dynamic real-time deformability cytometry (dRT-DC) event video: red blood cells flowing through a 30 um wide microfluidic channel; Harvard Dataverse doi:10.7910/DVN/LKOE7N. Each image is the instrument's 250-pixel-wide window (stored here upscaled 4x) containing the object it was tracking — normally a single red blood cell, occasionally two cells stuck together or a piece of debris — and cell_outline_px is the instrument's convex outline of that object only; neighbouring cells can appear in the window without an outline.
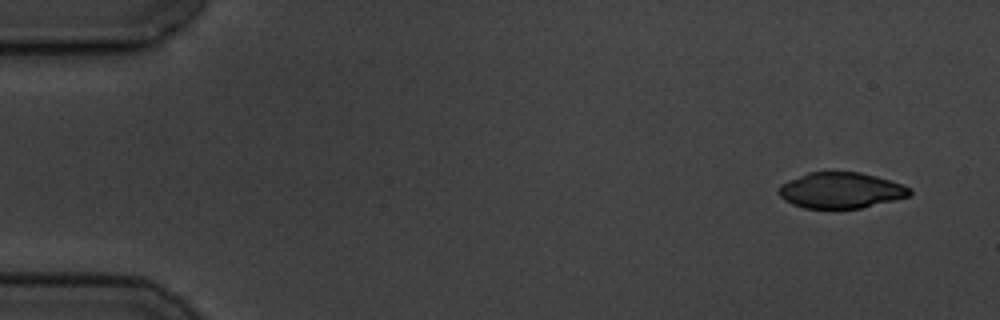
{"species": "common noctule bat (a hibernating species)", "species_latin": "Nyctalus noctula", "temperature_condition": "cold", "stored_images_in_passage": 3, "segment_of_instrument_passage": [2, 2], "camera_frame_rate_fps": 3000, "um_per_image_px": 0.085, "animal": {"sex": "male", "body_mass_g": 19.5, "forearm_length_mm": 54.6}, "frame": {"image": 1, "passage_image": 3, "time_ms": 3.0, "image_size_px": [1000, 320], "cell_outline_px": [[912, 192], [908, 196], [860, 208], [804, 208], [792, 204], [784, 200], [776, 192], [780, 184], [788, 180], [808, 172], [860, 172], [876, 176], [904, 184], [912, 188]], "centroid_in_image_um": [71.44, 16.17], "position_along_channel_um": 13.6, "area_um2": 27.4}}